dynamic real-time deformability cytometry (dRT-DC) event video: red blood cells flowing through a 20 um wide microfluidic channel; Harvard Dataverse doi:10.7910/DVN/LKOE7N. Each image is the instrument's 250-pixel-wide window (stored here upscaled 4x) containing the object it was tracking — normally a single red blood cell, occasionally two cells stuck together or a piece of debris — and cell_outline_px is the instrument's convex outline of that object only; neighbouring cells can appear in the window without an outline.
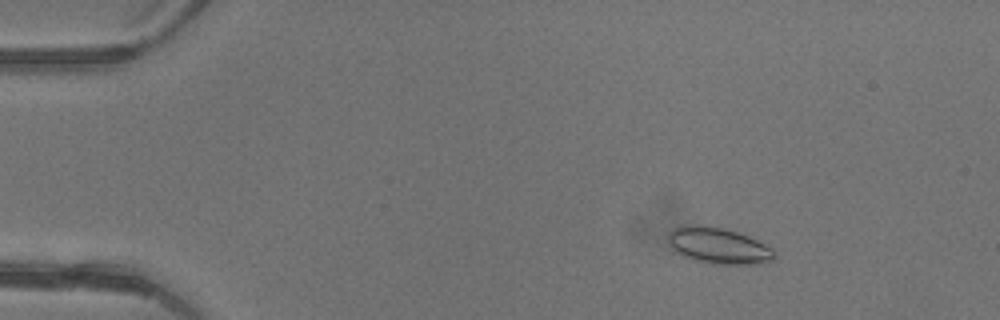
{"species": "common noctule bat (a hibernating species)", "species_latin": "Nyctalus noctula", "temperature_condition": "warm", "stored_images_in_passage": 6, "camera_frame_rate_fps": 3000, "um_per_image_px": 0.085, "animal": {"sex": "female"}, "frame": {"image": 1, "passage_image": 3, "time_ms": 0.667, "image_size_px": [1000, 320], "cell_outline_px": [[776, 256], [772, 260], [760, 264], [712, 264], [692, 260], [684, 256], [668, 240], [668, 232], [676, 228], [688, 224], [696, 224], [724, 228], [748, 236], [772, 248], [776, 252]], "centroid_in_image_um": [61.11, 20.89], "position_along_channel_um": 23.9, "area_um2": 22.2}}
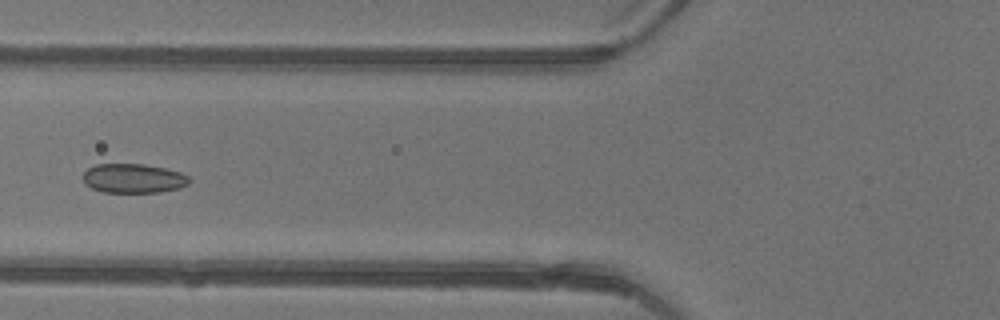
{"frame": {"image": 2, "passage_image": 6, "time_ms": 1.667, "image_size_px": [1000, 320], "cell_outline_px": [[192, 180], [188, 184], [180, 188], [160, 192], [104, 192], [92, 188], [84, 184], [84, 172], [88, 168], [96, 164], [144, 164], [164, 168], [180, 172], [188, 176]], "centroid_in_image_um": [11.36, 15.16], "position_along_channel_um": 114.4, "area_um2": 18.15}}